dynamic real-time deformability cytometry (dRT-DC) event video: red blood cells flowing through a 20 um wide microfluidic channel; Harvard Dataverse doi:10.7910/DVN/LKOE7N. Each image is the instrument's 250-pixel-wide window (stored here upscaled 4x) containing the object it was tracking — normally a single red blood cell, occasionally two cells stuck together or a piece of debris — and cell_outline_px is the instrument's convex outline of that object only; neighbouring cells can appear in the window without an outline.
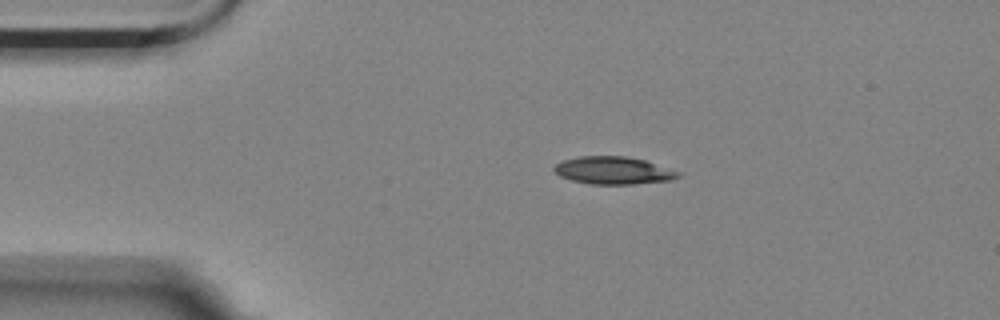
{"species": "Egyptian fruit bat (a non-hibernating species)", "species_latin": "Rousettus aegyptiacus", "temperature_condition": "room temperature", "stored_images_in_passage": 8, "camera_frame_rate_fps": 3000, "um_per_image_px": 0.085, "animal": {"sex": "female"}, "frame": {"image": 1, "passage_image": 1, "time_ms": 0.0, "image_size_px": [1000, 320], "cell_outline_px": [[680, 176], [672, 180], [632, 184], [592, 184], [572, 180], [560, 176], [552, 168], [556, 164], [564, 160], [580, 156], [624, 156], [644, 160], [680, 172]], "centroid_in_image_um": [52.13, 14.49], "position_along_channel_um": 32.9, "area_um2": 19.71}}
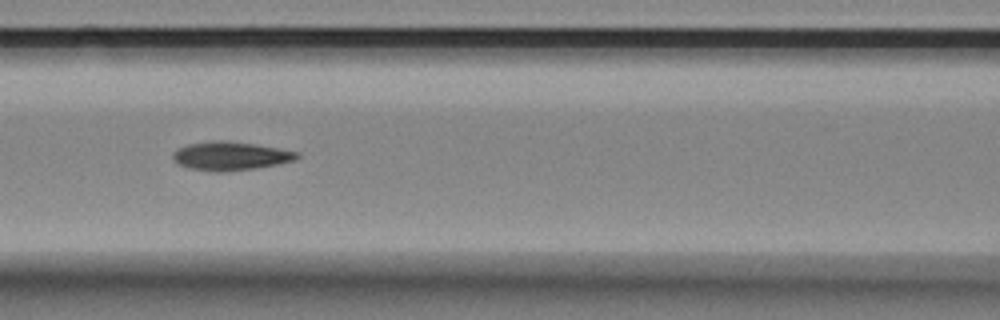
{"frame": {"image": 2, "passage_image": 5, "time_ms": 1.333, "image_size_px": [1000, 320], "cell_outline_px": [[300, 156], [296, 160], [280, 164], [256, 168], [224, 172], [212, 172], [188, 168], [176, 164], [172, 160], [172, 152], [188, 144], [252, 144], [300, 152]], "centroid_in_image_um": [19.61, 13.34], "position_along_channel_um": 147.0, "area_um2": 19.83}}
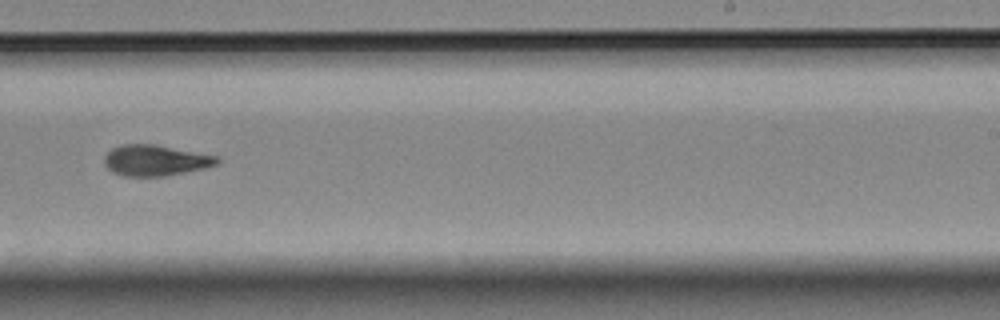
{"frame": {"image": 3, "passage_image": 8, "time_ms": 2.333, "image_size_px": [1000, 320], "cell_outline_px": [[220, 164], [204, 168], [168, 176], [124, 176], [112, 172], [104, 164], [104, 156], [112, 148], [124, 144], [152, 144], [216, 156], [220, 160]], "centroid_in_image_um": [13.2, 13.64], "position_along_channel_um": 275.8, "area_um2": 20.17}}